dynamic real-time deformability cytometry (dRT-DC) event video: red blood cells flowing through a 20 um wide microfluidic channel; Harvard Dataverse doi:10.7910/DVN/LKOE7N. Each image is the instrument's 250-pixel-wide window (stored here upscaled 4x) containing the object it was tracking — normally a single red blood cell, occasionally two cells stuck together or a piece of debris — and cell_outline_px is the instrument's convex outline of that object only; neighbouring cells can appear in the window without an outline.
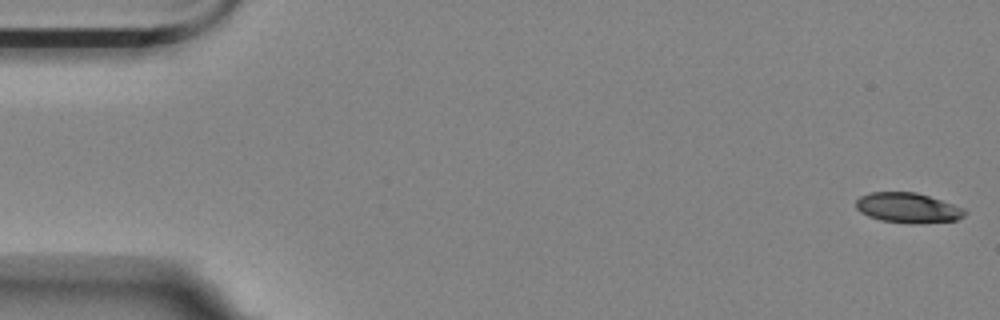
{"species": "Egyptian fruit bat (a non-hibernating species)", "species_latin": "Rousettus aegyptiacus", "temperature_condition": "room temperature", "stored_images_in_passage": 53, "camera_frame_rate_fps": 3000, "um_per_image_px": 0.085, "animal": {"sex": "female"}, "frame": {"image": 1, "passage_image": 1, "time_ms": 0.0, "image_size_px": [1000, 320], "cell_outline_px": [[968, 212], [964, 216], [956, 220], [916, 224], [912, 224], [880, 220], [868, 216], [860, 212], [856, 208], [856, 200], [860, 196], [872, 192], [916, 192], [964, 208]], "centroid_in_image_um": [77.16, 17.67], "position_along_channel_um": 7.8, "area_um2": 19.07}}
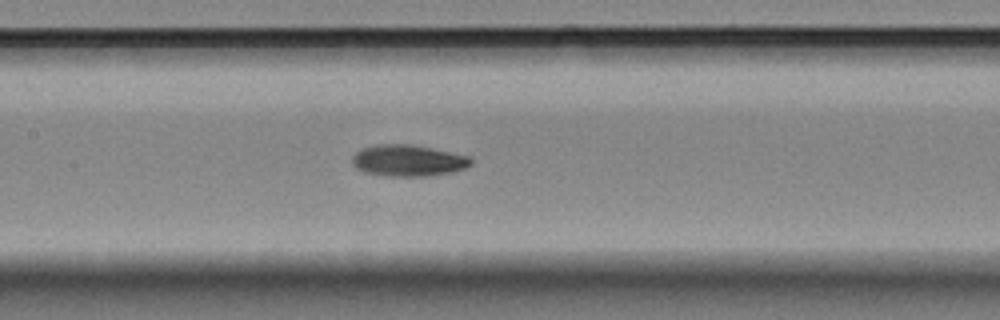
{"frame": {"image": 2, "passage_image": 26, "time_ms": 8.333, "image_size_px": [1000, 320], "cell_outline_px": [[472, 164], [464, 168], [452, 172], [428, 176], [388, 176], [364, 172], [356, 168], [352, 164], [352, 156], [360, 148], [376, 144], [412, 144], [432, 148], [468, 156], [472, 160]], "centroid_in_image_um": [34.65, 13.64], "position_along_channel_um": 172.7, "area_um2": 21.85}}
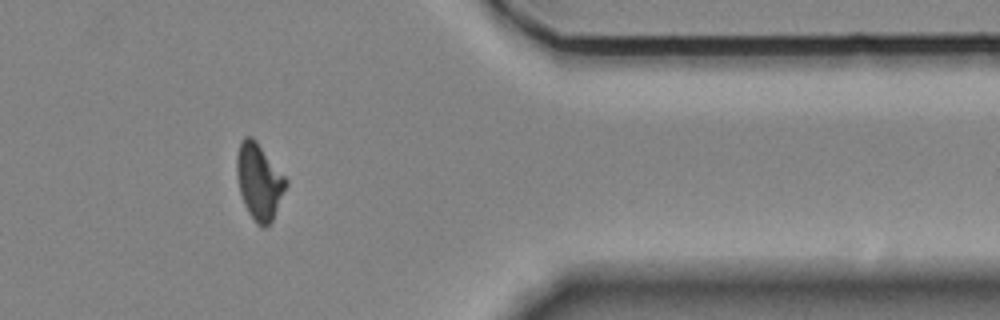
{"frame": {"image": 3, "passage_image": 46, "time_ms": 15.0, "image_size_px": [1000, 320], "cell_outline_px": [[288, 184], [272, 220], [264, 228], [260, 228], [256, 224], [248, 212], [244, 204], [240, 192], [236, 172], [236, 156], [240, 140], [244, 136], [252, 136], [256, 140], [288, 180]], "centroid_in_image_um": [22.01, 15.41], "position_along_channel_um": 389.4, "area_um2": 21.91}, "authors_computed_cell_mechanics": {"area_um2": 21.1548, "velocity_mm_per_s": 3.5568, "shape_relaxation_time_tau1_ms": 5.364, "shape_relaxation_time_tau2_ms": 4.4718, "deformation_change_tau1": 0.1568, "deformation_change_tau2": 0.1053}}